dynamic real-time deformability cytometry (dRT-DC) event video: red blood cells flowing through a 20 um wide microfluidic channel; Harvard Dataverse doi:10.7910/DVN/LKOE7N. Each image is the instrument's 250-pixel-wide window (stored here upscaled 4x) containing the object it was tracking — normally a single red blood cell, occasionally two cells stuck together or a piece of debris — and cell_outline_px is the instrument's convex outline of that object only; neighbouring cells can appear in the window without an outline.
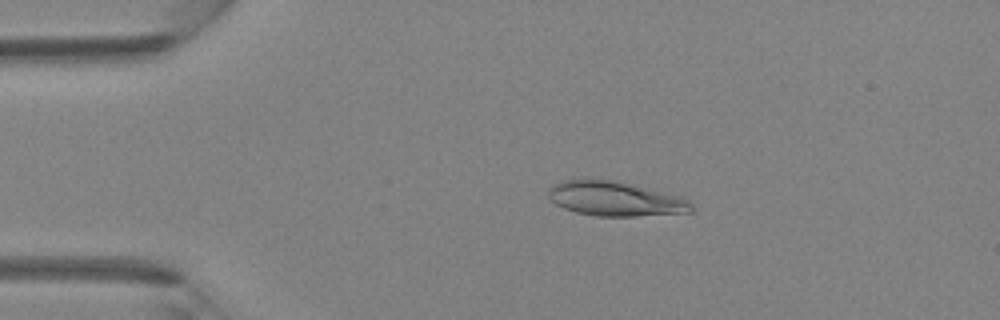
{"species": "Egyptian fruit bat (a non-hibernating species)", "species_latin": "Rousettus aegyptiacus", "temperature_condition": "room temperature", "stored_images_in_passage": 40, "camera_frame_rate_fps": 3000, "um_per_image_px": 0.085, "animal": {"sex": "female"}, "frame": {"image": 1, "passage_image": 7, "time_ms": 2.0, "image_size_px": [1000, 320], "cell_outline_px": [[696, 208], [692, 212], [632, 216], [596, 216], [576, 212], [564, 208], [556, 204], [548, 196], [548, 188], [552, 184], [560, 180], [584, 176], [588, 176], [612, 180], [680, 196], [688, 200]], "centroid_in_image_um": [52.21, 16.86], "position_along_channel_um": 32.8, "area_um2": 29.3}}
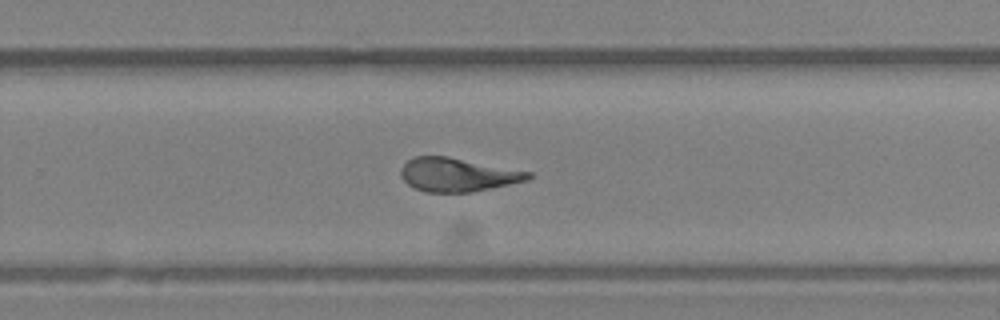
{"frame": {"image": 2, "passage_image": 26, "time_ms": 8.333, "image_size_px": [1000, 320], "cell_outline_px": [[532, 176], [528, 180], [472, 192], [428, 192], [416, 188], [408, 184], [400, 176], [400, 168], [412, 156], [448, 156], [532, 172]], "centroid_in_image_um": [38.88, 14.84], "position_along_channel_um": 290.9, "area_um2": 24.91}}
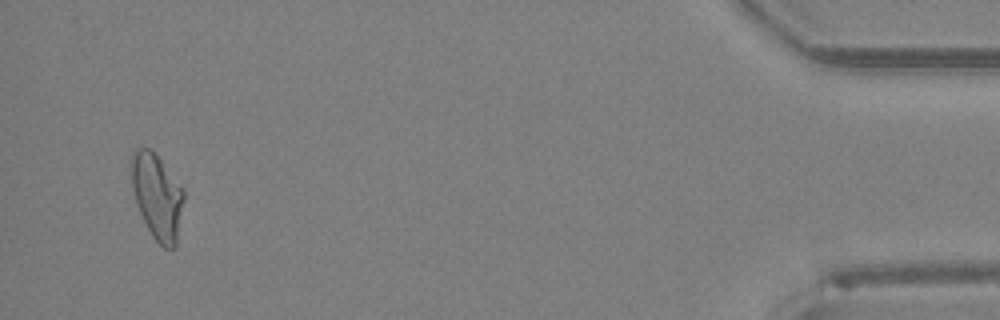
{"frame": {"image": 3, "passage_image": 39, "time_ms": 12.667, "image_size_px": [1000, 320], "cell_outline_px": [[184, 200], [176, 244], [172, 248], [164, 248], [152, 236], [136, 204], [128, 164], [132, 152], [136, 148], [152, 148], [184, 188]], "centroid_in_image_um": [13.34, 16.62], "position_along_channel_um": 421.9, "area_um2": 26.47}}